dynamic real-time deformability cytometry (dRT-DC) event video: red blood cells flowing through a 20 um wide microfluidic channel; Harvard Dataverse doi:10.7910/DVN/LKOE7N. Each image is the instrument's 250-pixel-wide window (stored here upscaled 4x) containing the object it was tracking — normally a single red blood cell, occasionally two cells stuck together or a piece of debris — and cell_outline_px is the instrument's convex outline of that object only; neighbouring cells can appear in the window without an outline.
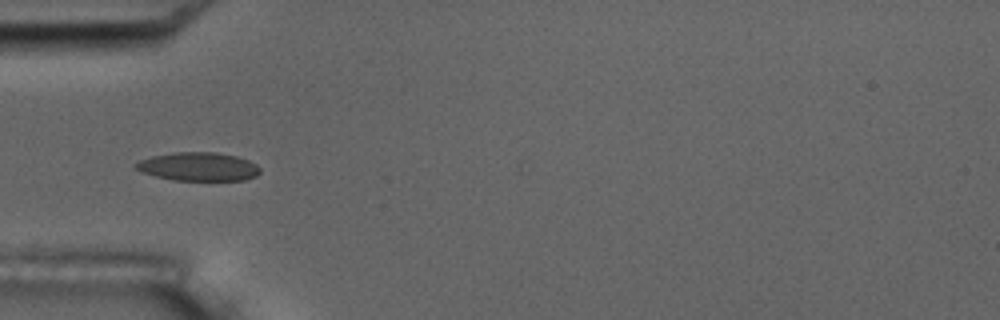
{"species": "common noctule bat (a hibernating species)", "species_latin": "Nyctalus noctula", "temperature_condition": "room temperature", "stored_images_in_passage": 7, "camera_frame_rate_fps": 3000, "um_per_image_px": 0.085, "animal": {"sex": "male", "body_mass_g": 17.5, "forearm_length_mm": 52.3}, "frame": {"image": 1, "passage_image": 6, "time_ms": 5.667, "image_size_px": [1000, 320], "cell_outline_px": [[260, 172], [256, 176], [244, 180], [172, 180], [140, 172], [136, 168], [136, 164], [140, 160], [152, 156], [176, 152], [216, 152], [236, 156], [248, 160], [256, 164], [260, 168]], "centroid_in_image_um": [16.88, 14.16], "position_along_channel_um": 68.1, "area_um2": 20.58}}